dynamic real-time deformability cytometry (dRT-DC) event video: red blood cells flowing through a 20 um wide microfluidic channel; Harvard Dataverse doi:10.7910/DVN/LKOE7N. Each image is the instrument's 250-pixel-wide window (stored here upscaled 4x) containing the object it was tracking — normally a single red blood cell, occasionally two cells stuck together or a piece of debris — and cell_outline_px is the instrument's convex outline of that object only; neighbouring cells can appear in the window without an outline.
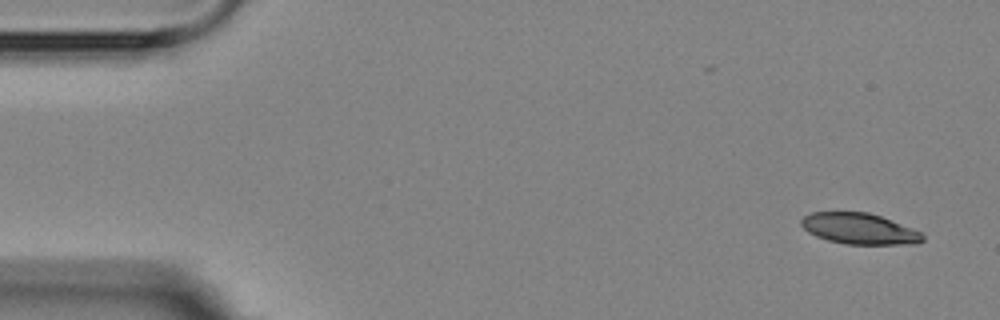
{"species": "Egyptian fruit bat (a non-hibernating species)", "species_latin": "Rousettus aegyptiacus", "temperature_condition": "room temperature", "stored_images_in_passage": 4, "camera_frame_rate_fps": 3000, "um_per_image_px": 0.085, "animal": {"sex": "female"}, "frame": {"image": 1, "passage_image": 1, "time_ms": 0.0, "image_size_px": [1000, 320], "cell_outline_px": [[924, 240], [916, 244], [844, 244], [828, 240], [816, 236], [808, 232], [800, 224], [800, 220], [804, 216], [812, 212], [868, 212], [880, 216], [920, 232], [924, 236]], "centroid_in_image_um": [73.01, 19.44], "position_along_channel_um": 12.0, "area_um2": 21.73}}